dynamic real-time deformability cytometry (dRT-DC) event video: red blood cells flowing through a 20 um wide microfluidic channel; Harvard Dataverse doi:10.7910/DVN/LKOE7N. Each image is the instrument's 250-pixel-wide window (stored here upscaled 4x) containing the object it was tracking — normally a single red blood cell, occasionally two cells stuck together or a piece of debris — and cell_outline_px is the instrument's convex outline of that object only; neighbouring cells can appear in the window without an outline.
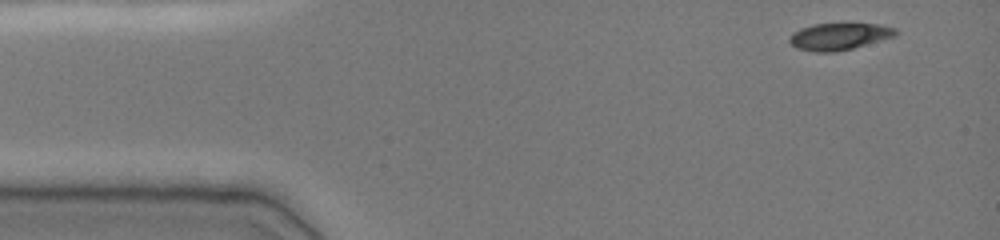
{"species": "common noctule bat (a hibernating species)", "species_latin": "Nyctalus noctula", "temperature_condition": "cold", "stored_images_in_passage": 42, "camera_frame_rate_fps": 3000, "um_per_image_px": 0.085, "animal": {"sex": "female", "body_mass_g": 19.0, "forearm_length_mm": 51.5}, "frame": {"image": 1, "passage_image": 1, "time_ms": 0.0, "image_size_px": [1000, 240], "cell_outline_px": [[900, 32], [896, 36], [852, 48], [836, 52], [812, 52], [796, 48], [788, 40], [792, 32], [800, 28], [812, 24], [880, 24], [896, 28]], "centroid_in_image_um": [71.33, 3.1], "position_along_channel_um": 13.7, "area_um2": 16.76}}
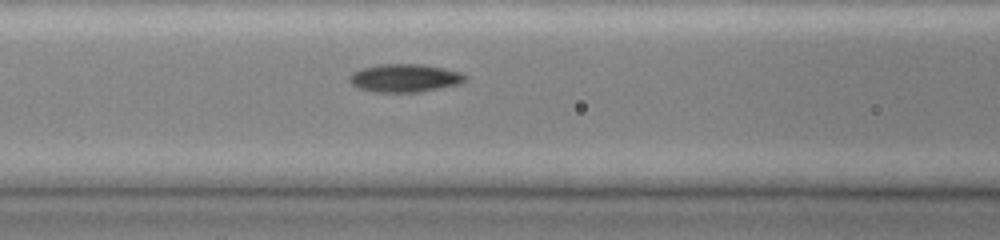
{"frame": {"image": 2, "passage_image": 17, "time_ms": 5.333, "image_size_px": [1000, 240], "cell_outline_px": [[468, 80], [460, 84], [420, 92], [372, 92], [356, 88], [348, 80], [348, 76], [352, 72], [364, 68], [380, 64], [420, 64], [444, 68], [460, 72], [468, 76]], "centroid_in_image_um": [34.41, 6.64], "position_along_channel_um": 132.2, "area_um2": 19.19}}
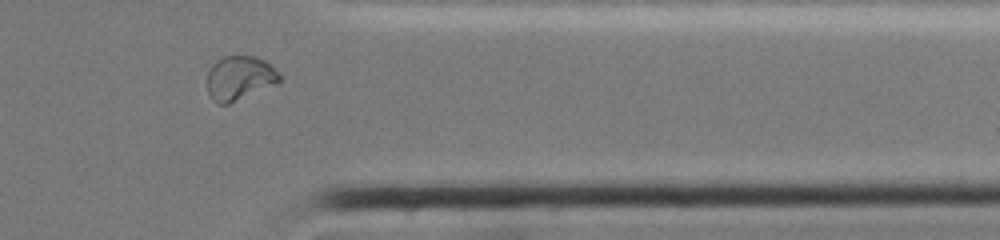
{"frame": {"image": 3, "passage_image": 37, "time_ms": 12.0, "image_size_px": [1000, 240], "cell_outline_px": [[280, 84], [228, 104], [220, 104], [212, 100], [208, 92], [208, 72], [212, 64], [216, 60], [224, 56], [256, 56], [264, 60], [280, 76]], "centroid_in_image_um": [20.37, 6.65], "position_along_channel_um": 391.0, "area_um2": 18.73}, "authors_computed_cell_mechanics": {"area_um2": 18.496, "velocity_mm_per_s": 3.9023, "shape_relaxation_time_tau1_ms": null, "shape_relaxation_time_tau2_ms": 2.3939, "deformation_change_tau1": null, "deformation_change_tau2": 0.0502}}